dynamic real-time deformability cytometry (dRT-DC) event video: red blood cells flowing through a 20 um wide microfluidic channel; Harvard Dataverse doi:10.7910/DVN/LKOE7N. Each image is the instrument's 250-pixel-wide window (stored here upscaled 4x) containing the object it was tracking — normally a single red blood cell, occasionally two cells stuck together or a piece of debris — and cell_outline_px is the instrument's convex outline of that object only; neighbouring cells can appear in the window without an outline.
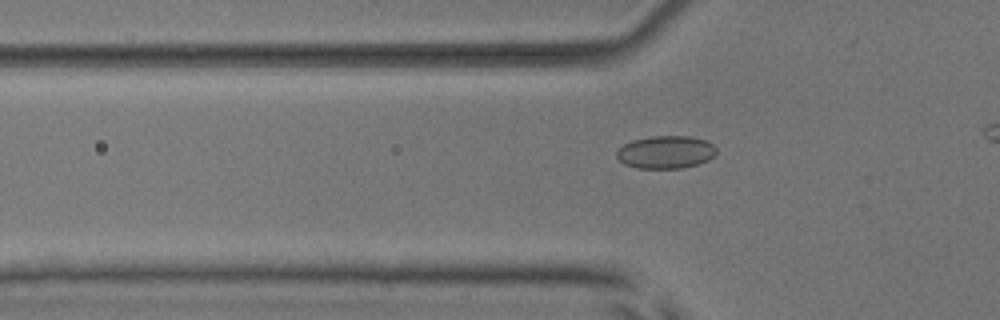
{"species": "common noctule bat (a hibernating species)", "species_latin": "Nyctalus noctula", "temperature_condition": "room temperature", "stored_images_in_passage": 40, "camera_frame_rate_fps": 3000, "um_per_image_px": 0.085, "animal": {"sex": "male", "body_mass_g": 17.9, "forearm_length_mm": 54.2}, "frame": {"image": 1, "passage_image": 12, "time_ms": 3.667, "image_size_px": [1000, 320], "cell_outline_px": [[716, 152], [708, 160], [696, 164], [680, 168], [636, 168], [624, 164], [616, 156], [616, 152], [624, 144], [632, 140], [652, 136], [692, 136], [704, 140], [712, 144], [716, 148]], "centroid_in_image_um": [56.57, 12.92], "position_along_channel_um": 69.2, "area_um2": 18.9}}
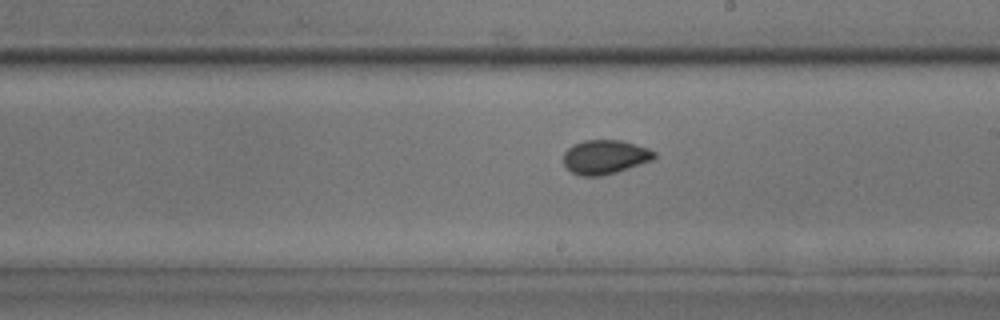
{"frame": {"image": 2, "passage_image": 25, "time_ms": 8.0, "image_size_px": [1000, 320], "cell_outline_px": [[656, 156], [652, 160], [616, 172], [600, 176], [580, 176], [572, 172], [564, 164], [564, 152], [572, 144], [584, 140], [620, 140], [648, 148], [656, 152]], "centroid_in_image_um": [51.41, 13.34], "position_along_channel_um": 237.6, "area_um2": 17.98}}
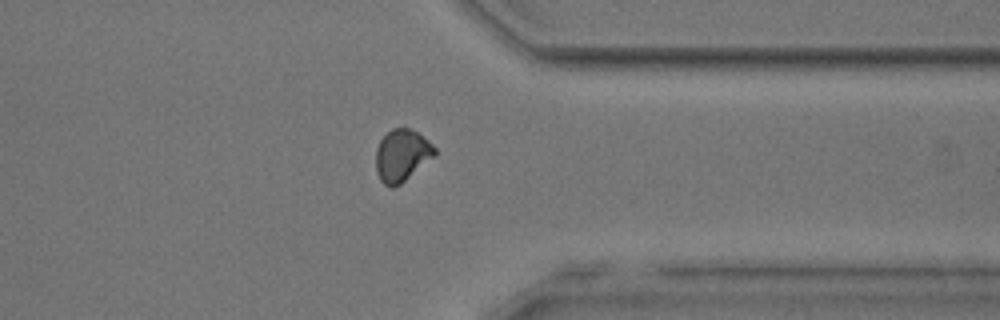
{"frame": {"image": 3, "passage_image": 36, "time_ms": 11.667, "image_size_px": [1000, 320], "cell_outline_px": [[436, 156], [400, 184], [392, 188], [384, 184], [380, 180], [376, 172], [376, 148], [380, 140], [392, 128], [408, 128], [416, 132], [428, 140], [436, 148]], "centroid_in_image_um": [34.16, 13.22], "position_along_channel_um": 377.2, "area_um2": 17.86}}